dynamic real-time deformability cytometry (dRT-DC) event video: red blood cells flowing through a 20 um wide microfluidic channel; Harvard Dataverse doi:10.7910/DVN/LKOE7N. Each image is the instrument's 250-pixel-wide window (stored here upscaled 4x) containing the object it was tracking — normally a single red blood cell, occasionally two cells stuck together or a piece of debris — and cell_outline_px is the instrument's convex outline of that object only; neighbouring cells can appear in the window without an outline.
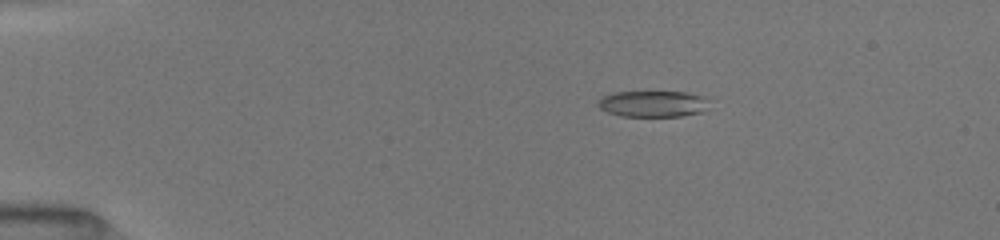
{"species": "common noctule bat (a hibernating species)", "species_latin": "Nyctalus noctula", "temperature_condition": "room temperature", "stored_images_in_passage": 31, "camera_frame_rate_fps": 3000, "um_per_image_px": 0.085, "animal": {"sex": "female", "body_mass_g": 19.5, "forearm_length_mm": 54.1}, "frame": {"image": 1, "passage_image": 1, "time_ms": 0.0, "image_size_px": [1000, 240], "cell_outline_px": [[708, 100], [700, 112], [680, 116], [620, 116], [608, 112], [600, 108], [596, 104], [596, 100], [612, 92], [688, 92], [704, 96]], "centroid_in_image_um": [55.42, 8.81], "position_along_channel_um": 29.6, "area_um2": 16.88}}
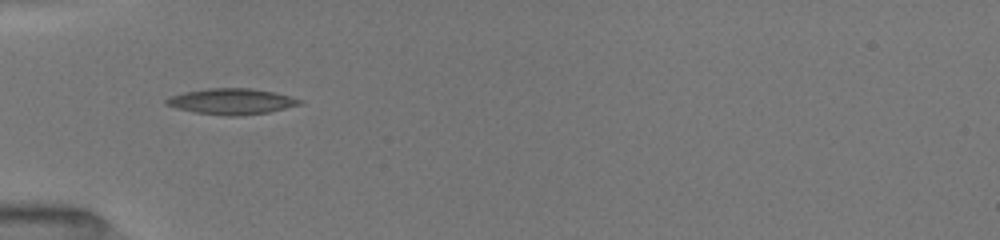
{"frame": {"image": 2, "passage_image": 23, "time_ms": 2.667, "image_size_px": [1000, 240], "cell_outline_px": [[304, 104], [268, 112], [240, 116], [228, 116], [192, 112], [176, 108], [164, 104], [164, 100], [168, 96], [184, 92], [208, 88], [252, 88], [276, 92], [304, 100]], "centroid_in_image_um": [19.69, 8.62], "position_along_channel_um": 65.3, "area_um2": 20.46}}
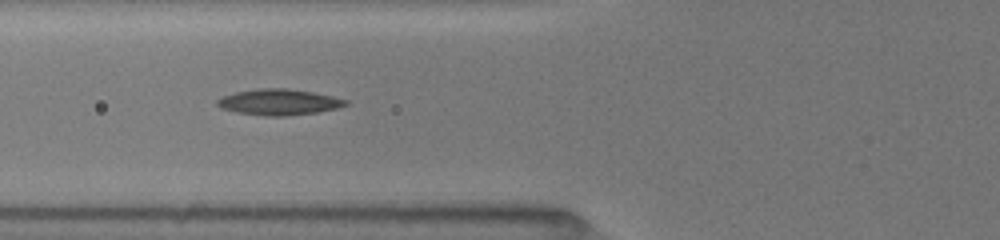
{"frame": {"image": 3, "passage_image": 30, "time_ms": 3.667, "image_size_px": [1000, 240], "cell_outline_px": [[348, 104], [336, 108], [316, 112], [288, 116], [264, 116], [236, 112], [220, 108], [216, 104], [216, 100], [220, 96], [236, 92], [256, 88], [288, 88], [312, 92], [332, 96], [348, 100]], "centroid_in_image_um": [23.65, 8.67], "position_along_channel_um": 102.1, "area_um2": 19.54}}